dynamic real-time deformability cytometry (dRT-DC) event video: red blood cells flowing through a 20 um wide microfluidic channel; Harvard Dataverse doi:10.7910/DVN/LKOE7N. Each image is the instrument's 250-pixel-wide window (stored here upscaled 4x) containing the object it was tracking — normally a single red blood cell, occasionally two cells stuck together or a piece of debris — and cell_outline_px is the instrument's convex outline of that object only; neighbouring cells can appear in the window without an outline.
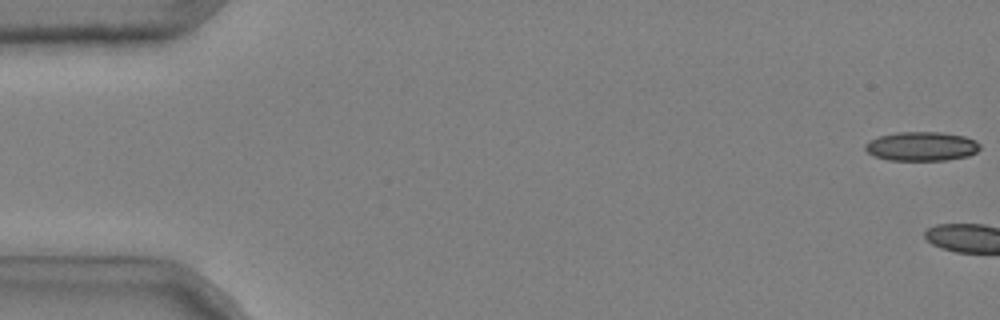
{"species": "common noctule bat (a hibernating species)", "species_latin": "Nyctalus noctula", "temperature_condition": "cold", "stored_images_in_passage": 4, "camera_frame_rate_fps": 3000, "um_per_image_px": 0.085, "animal": {"sex": "male", "body_mass_g": 20.4}, "frame": {"image": 1, "passage_image": 1, "time_ms": 0.0, "image_size_px": [1000, 320], "cell_outline_px": [[980, 148], [976, 152], [968, 156], [948, 160], [888, 160], [872, 156], [864, 148], [864, 144], [868, 140], [880, 136], [896, 132], [940, 132], [964, 136], [976, 140], [980, 144]], "centroid_in_image_um": [78.31, 12.44], "position_along_channel_um": 6.7, "area_um2": 19.65}}